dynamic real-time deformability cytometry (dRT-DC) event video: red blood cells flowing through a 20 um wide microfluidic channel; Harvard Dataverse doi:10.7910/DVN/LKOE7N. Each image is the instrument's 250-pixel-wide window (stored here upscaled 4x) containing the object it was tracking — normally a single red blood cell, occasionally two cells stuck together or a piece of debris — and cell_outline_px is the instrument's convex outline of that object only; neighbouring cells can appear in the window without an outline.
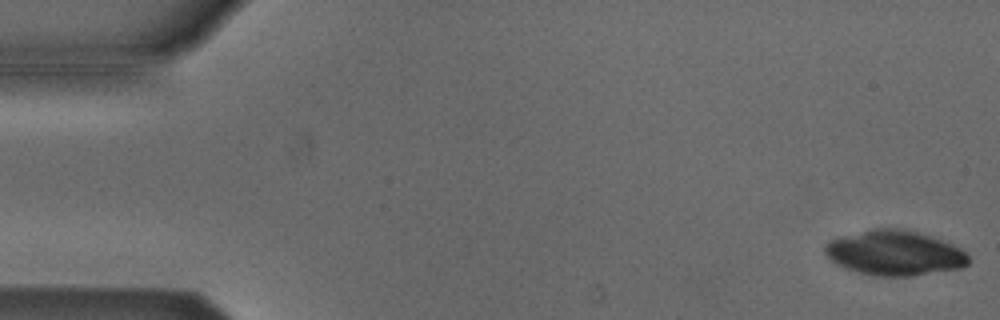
{"species": "Egyptian fruit bat (a non-hibernating species)", "species_latin": "Rousettus aegyptiacus", "temperature_condition": "cold", "stored_images_in_passage": 18, "camera_frame_rate_fps": 3000, "um_per_image_px": 0.085, "animal": {"sex": "male"}, "frame": {"image": 1, "passage_image": 1, "time_ms": 0.0, "image_size_px": [1000, 320], "cell_outline_px": [[968, 264], [960, 268], [912, 276], [872, 276], [844, 268], [836, 264], [824, 252], [824, 244], [832, 240], [844, 236], [876, 228], [896, 228], [916, 232], [932, 236], [952, 244], [960, 248], [968, 256]], "centroid_in_image_um": [76.04, 21.52], "position_along_channel_um": 9.0, "area_um2": 37.28}}